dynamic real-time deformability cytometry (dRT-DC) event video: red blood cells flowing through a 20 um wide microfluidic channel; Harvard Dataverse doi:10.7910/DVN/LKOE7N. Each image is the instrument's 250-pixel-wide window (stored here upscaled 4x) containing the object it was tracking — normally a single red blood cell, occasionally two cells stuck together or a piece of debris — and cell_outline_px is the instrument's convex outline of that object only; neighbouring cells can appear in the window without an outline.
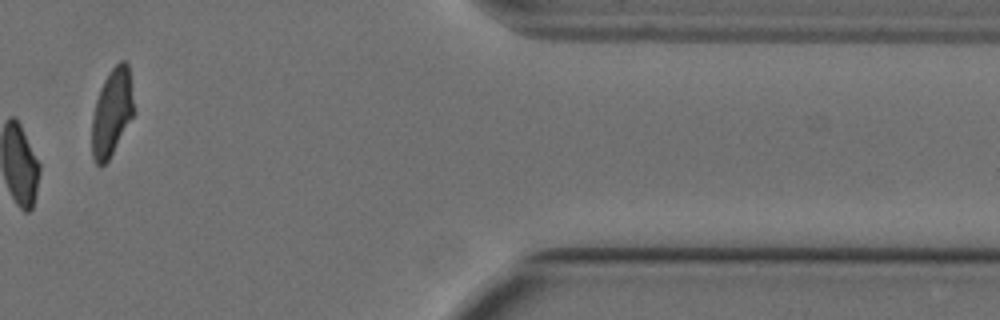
{"species": "Egyptian fruit bat (a non-hibernating species)", "species_latin": "Rousettus aegyptiacus", "temperature_condition": "cold", "stored_images_in_passage": 14, "camera_frame_rate_fps": 3000, "um_per_image_px": 0.085, "animal": {"sex": "female"}, "frame": {"image": 1, "passage_image": 12, "time_ms": 3.667, "image_size_px": [1000, 320], "cell_outline_px": [[132, 116], [108, 160], [100, 168], [96, 164], [92, 156], [92, 116], [96, 100], [100, 88], [108, 72], [120, 60], [124, 60], [128, 64], [132, 100]], "centroid_in_image_um": [9.46, 9.56], "position_along_channel_um": 401.9, "area_um2": 20.75}}